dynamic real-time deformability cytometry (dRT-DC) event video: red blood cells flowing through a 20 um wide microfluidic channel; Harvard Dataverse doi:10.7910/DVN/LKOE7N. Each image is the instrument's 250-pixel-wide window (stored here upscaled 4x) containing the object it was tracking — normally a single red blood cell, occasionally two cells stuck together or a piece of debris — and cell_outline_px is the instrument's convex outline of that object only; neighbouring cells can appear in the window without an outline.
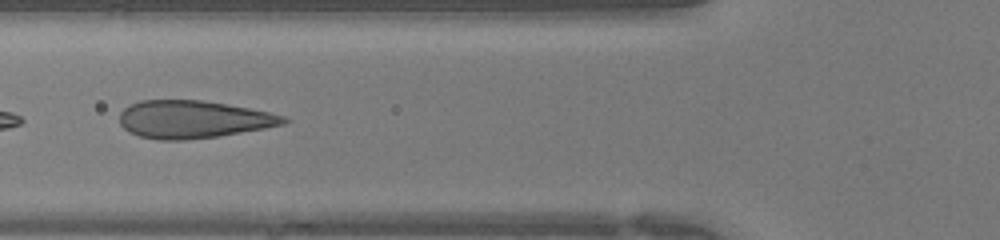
{"species": "human", "species_latin": "Homo sapiens", "temperature_condition": "warm", "stored_images_in_passage": 31, "camera_frame_rate_fps": 3000, "um_per_image_px": 0.085, "donor": {"sex": "female"}, "frame": {"image": 1, "passage_image": 5, "time_ms": 1.333, "image_size_px": [1000, 240], "cell_outline_px": [[292, 120], [284, 124], [264, 128], [220, 136], [184, 140], [160, 140], [140, 136], [128, 132], [120, 124], [120, 112], [124, 108], [140, 100], [200, 100], [248, 108], [268, 112], [284, 116]], "centroid_in_image_um": [16.41, 10.15], "position_along_channel_um": 109.4, "area_um2": 35.84}}
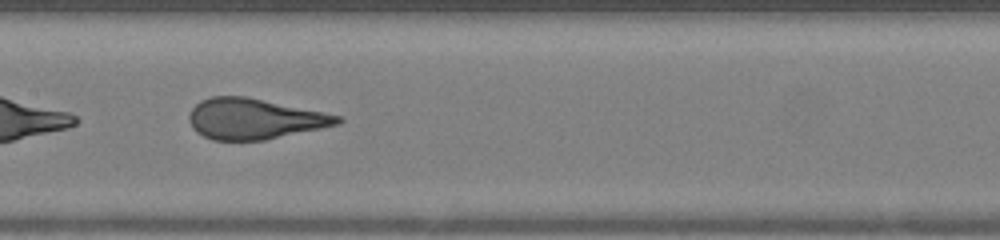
{"frame": {"image": 2, "passage_image": 10, "time_ms": 3.0, "image_size_px": [1000, 240], "cell_outline_px": [[344, 120], [340, 124], [264, 140], [212, 140], [196, 132], [192, 128], [188, 120], [188, 116], [192, 108], [200, 100], [212, 96], [244, 96], [344, 116]], "centroid_in_image_um": [21.61, 10.1], "position_along_channel_um": 185.8, "area_um2": 35.14}}
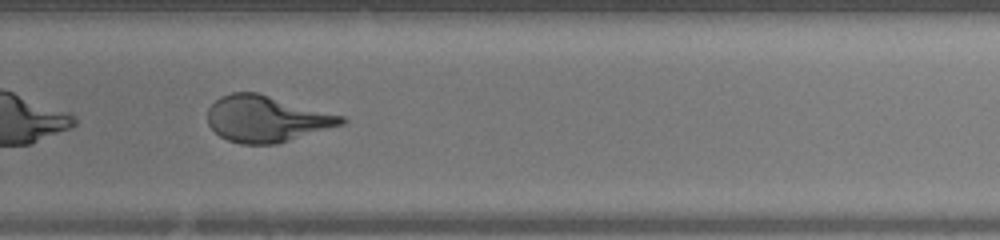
{"frame": {"image": 3, "passage_image": 18, "time_ms": 5.667, "image_size_px": [1000, 240], "cell_outline_px": [[348, 120], [344, 124], [276, 144], [240, 144], [228, 140], [220, 136], [208, 124], [208, 108], [220, 96], [232, 92], [256, 92], [344, 116]], "centroid_in_image_um": [22.65, 10.1], "position_along_channel_um": 307.2, "area_um2": 35.89}}